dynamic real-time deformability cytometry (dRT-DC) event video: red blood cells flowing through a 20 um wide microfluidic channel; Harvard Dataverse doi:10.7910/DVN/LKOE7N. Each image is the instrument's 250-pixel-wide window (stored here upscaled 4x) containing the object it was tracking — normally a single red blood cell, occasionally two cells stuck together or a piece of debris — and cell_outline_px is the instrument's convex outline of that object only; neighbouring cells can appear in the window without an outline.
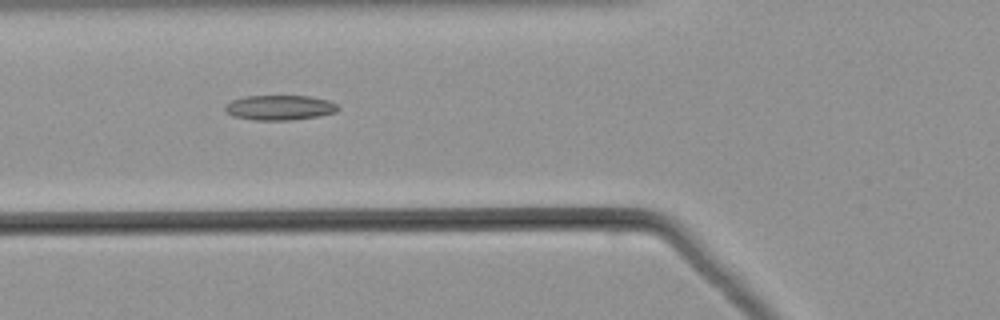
{"species": "common noctule bat (a hibernating species)", "species_latin": "Nyctalus noctula", "temperature_condition": "warm", "stored_images_in_passage": 18, "camera_frame_rate_fps": 3000, "um_per_image_px": 0.085, "animal": {"sex": "male", "body_mass_g": 21.5, "forearm_length_mm": 52.0}, "frame": {"image": 1, "passage_image": 3, "time_ms": 0.667, "image_size_px": [1000, 320], "cell_outline_px": [[340, 108], [336, 112], [320, 116], [292, 120], [252, 120], [232, 116], [224, 108], [224, 104], [232, 100], [248, 96], [308, 96], [328, 100], [336, 104]], "centroid_in_image_um": [23.77, 9.15], "position_along_channel_um": 102.0, "area_um2": 16.47}}